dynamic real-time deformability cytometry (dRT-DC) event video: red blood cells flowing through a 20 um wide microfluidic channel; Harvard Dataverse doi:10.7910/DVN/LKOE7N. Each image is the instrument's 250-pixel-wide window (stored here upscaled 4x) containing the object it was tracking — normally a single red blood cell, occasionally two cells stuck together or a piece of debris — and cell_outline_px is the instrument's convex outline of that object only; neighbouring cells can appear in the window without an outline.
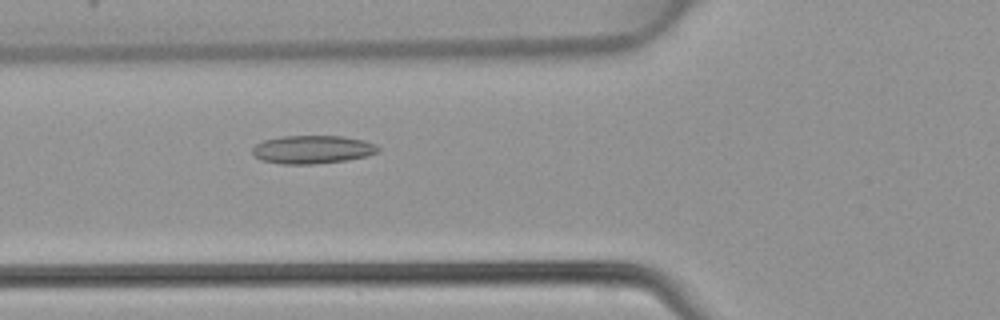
{"species": "common noctule bat (a hibernating species)", "species_latin": "Nyctalus noctula", "temperature_condition": "warm", "stored_images_in_passage": 45, "camera_frame_rate_fps": 3000, "um_per_image_px": 0.085, "animal": {"sex": "female", "body_mass_g": 22.7, "forearm_length_mm": 54.2}, "frame": {"image": 1, "passage_image": 17, "time_ms": 5.333, "image_size_px": [1000, 320], "cell_outline_px": [[380, 148], [376, 152], [368, 156], [344, 160], [312, 164], [280, 164], [260, 160], [252, 152], [252, 148], [256, 144], [264, 140], [280, 136], [344, 136], [364, 140], [376, 144]], "centroid_in_image_um": [26.55, 12.7], "position_along_channel_um": 99.3, "area_um2": 20.69}}
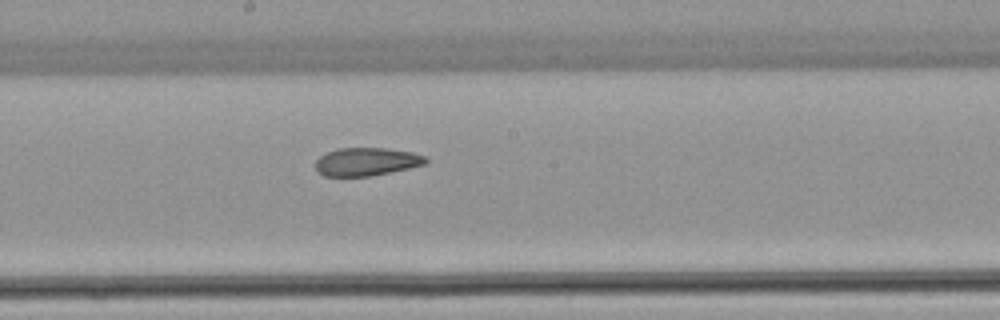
{"frame": {"image": 2, "passage_image": 25, "time_ms": 8.0, "image_size_px": [1000, 320], "cell_outline_px": [[428, 164], [372, 176], [324, 176], [316, 172], [316, 160], [320, 156], [328, 152], [340, 148], [384, 148], [412, 152], [428, 156]], "centroid_in_image_um": [31.19, 13.75], "position_along_channel_um": 217.0, "area_um2": 18.21}}
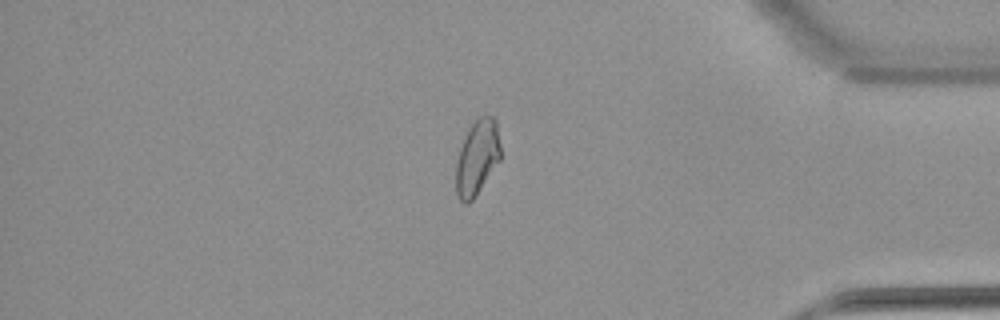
{"frame": {"image": 3, "passage_image": 39, "time_ms": 12.667, "image_size_px": [1000, 320], "cell_outline_px": [[500, 160], [472, 200], [468, 204], [464, 204], [460, 200], [456, 192], [456, 164], [460, 148], [472, 124], [480, 116], [492, 116], [496, 120], [500, 144]], "centroid_in_image_um": [40.56, 13.41], "position_along_channel_um": 394.6, "area_um2": 19.13}}